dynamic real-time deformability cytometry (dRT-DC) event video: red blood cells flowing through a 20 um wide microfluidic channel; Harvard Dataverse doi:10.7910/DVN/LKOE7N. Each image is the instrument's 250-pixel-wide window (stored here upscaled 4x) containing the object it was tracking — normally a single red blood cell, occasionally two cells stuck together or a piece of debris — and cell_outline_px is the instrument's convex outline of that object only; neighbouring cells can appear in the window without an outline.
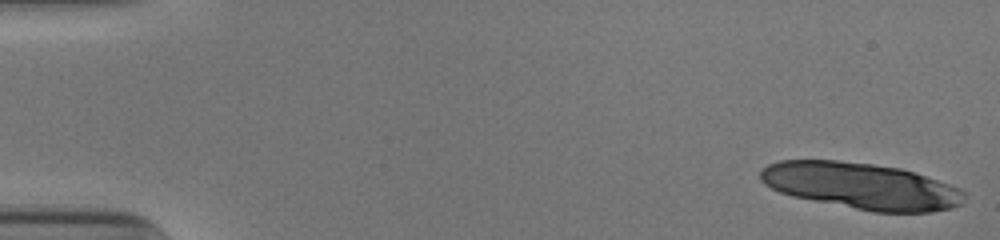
{"species": "human", "species_latin": "Homo sapiens", "temperature_condition": "cold", "stored_images_in_passage": 16, "camera_frame_rate_fps": 3000, "um_per_image_px": 0.085, "donor": {"sex": "male"}, "frame": {"image": 1, "passage_image": 1, "time_ms": 0.0, "image_size_px": [1000, 240], "cell_outline_px": [[964, 196], [960, 204], [952, 208], [932, 212], [872, 212], [792, 196], [780, 192], [764, 184], [760, 180], [760, 172], [768, 164], [780, 160], [836, 160], [872, 164], [900, 168], [960, 188], [964, 192]], "centroid_in_image_um": [73.17, 15.81], "position_along_channel_um": 11.8, "area_um2": 54.79}}